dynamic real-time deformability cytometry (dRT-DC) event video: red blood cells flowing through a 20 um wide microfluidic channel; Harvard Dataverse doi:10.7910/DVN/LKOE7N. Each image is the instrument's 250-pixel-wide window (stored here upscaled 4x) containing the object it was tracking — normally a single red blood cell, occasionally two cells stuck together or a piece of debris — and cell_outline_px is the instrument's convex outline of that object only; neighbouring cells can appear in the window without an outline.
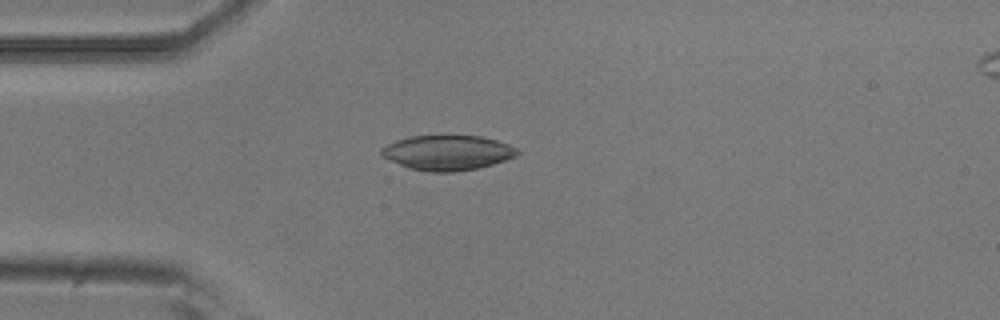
{"species": "common noctule bat (a hibernating species)", "species_latin": "Nyctalus noctula", "temperature_condition": "room temperature", "stored_images_in_passage": 4, "camera_frame_rate_fps": 3000, "um_per_image_px": 0.085, "animal": {"sex": "male", "body_mass_g": 20.5, "forearm_length_mm": 52.5}, "frame": {"image": 1, "passage_image": 3, "time_ms": 0.667, "image_size_px": [1000, 320], "cell_outline_px": [[520, 152], [516, 156], [492, 164], [476, 168], [452, 172], [432, 172], [408, 168], [380, 156], [380, 148], [396, 140], [412, 136], [480, 136], [496, 140], [520, 148]], "centroid_in_image_um": [38.03, 12.98], "position_along_channel_um": 47.0, "area_um2": 27.63}}